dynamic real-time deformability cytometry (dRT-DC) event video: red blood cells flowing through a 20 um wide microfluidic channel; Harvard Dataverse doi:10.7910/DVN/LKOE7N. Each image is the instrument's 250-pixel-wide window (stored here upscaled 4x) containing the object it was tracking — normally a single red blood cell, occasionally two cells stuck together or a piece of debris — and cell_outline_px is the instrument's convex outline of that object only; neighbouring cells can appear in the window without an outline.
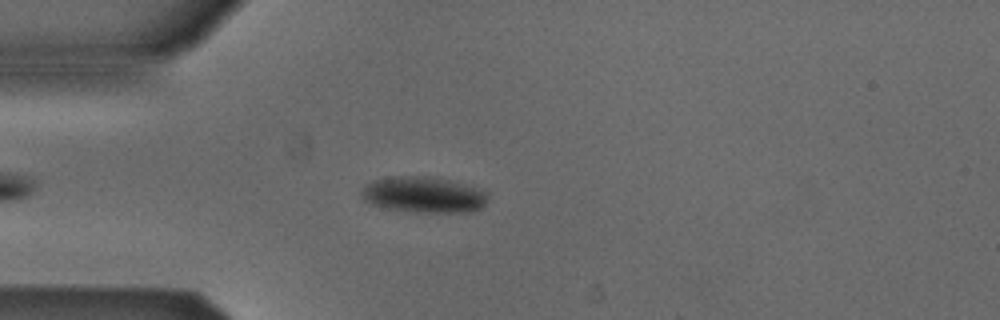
{"species": "Egyptian fruit bat (a non-hibernating species)", "species_latin": "Rousettus aegyptiacus", "temperature_condition": "cold", "stored_images_in_passage": 42, "camera_frame_rate_fps": 3000, "um_per_image_px": 0.085, "animal": {"sex": "male"}, "frame": {"image": 1, "passage_image": 7, "time_ms": 2.0, "image_size_px": [1000, 320], "cell_outline_px": [[488, 196], [484, 204], [480, 208], [472, 212], [416, 212], [392, 208], [372, 204], [364, 200], [360, 192], [368, 184], [376, 180], [392, 176], [432, 176], [472, 188], [484, 192]], "centroid_in_image_um": [35.98, 16.56], "position_along_channel_um": 49.0, "area_um2": 25.66}}
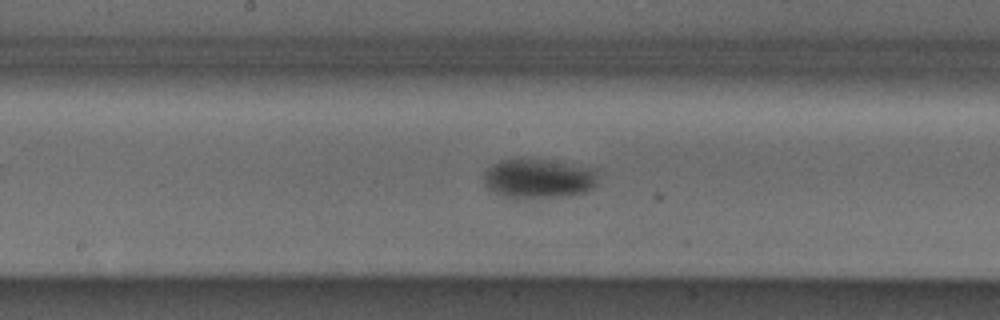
{"frame": {"image": 2, "passage_image": 20, "time_ms": 6.333, "image_size_px": [1000, 320], "cell_outline_px": [[600, 168], [596, 184], [592, 188], [584, 192], [560, 196], [516, 200], [504, 196], [488, 188], [484, 184], [484, 172], [492, 164], [500, 160], [544, 160]], "centroid_in_image_um": [45.81, 15.19], "position_along_channel_um": 202.4, "area_um2": 26.47}}
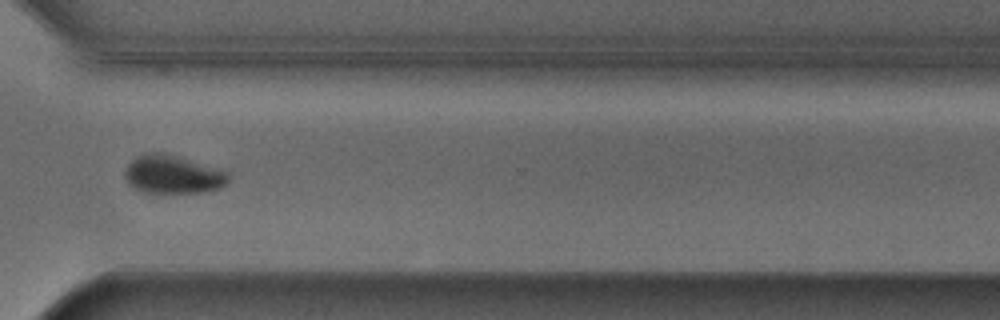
{"frame": {"image": 3, "passage_image": 32, "time_ms": 10.333, "image_size_px": [1000, 320], "cell_outline_px": [[228, 184], [220, 188], [204, 192], [144, 192], [128, 184], [124, 176], [124, 172], [128, 164], [136, 156], [144, 152], [160, 152], [224, 168], [228, 172]], "centroid_in_image_um": [14.72, 14.81], "position_along_channel_um": 355.9, "area_um2": 23.41}, "authors_computed_cell_mechanics": {"area_um2": 24.9696, "velocity_mm_per_s": 3.8365, "shape_relaxation_time_tau1_ms": 9.7243, "shape_relaxation_time_tau2_ms": null, "deformation_change_tau1": 0.1633, "deformation_change_tau2": null}}